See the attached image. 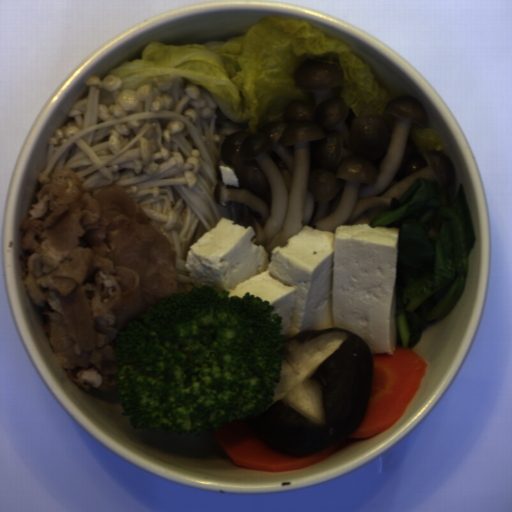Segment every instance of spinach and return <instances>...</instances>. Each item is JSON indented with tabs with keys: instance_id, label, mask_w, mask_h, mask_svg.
<instances>
[{
	"instance_id": "1",
	"label": "spinach",
	"mask_w": 512,
	"mask_h": 512,
	"mask_svg": "<svg viewBox=\"0 0 512 512\" xmlns=\"http://www.w3.org/2000/svg\"><path fill=\"white\" fill-rule=\"evenodd\" d=\"M444 215L440 232L429 237L435 213ZM368 227L398 228L397 347L418 343L424 330L442 322L466 287L475 237L464 182L451 207L442 203V188L417 177L399 206L379 212Z\"/></svg>"
}]
</instances>
